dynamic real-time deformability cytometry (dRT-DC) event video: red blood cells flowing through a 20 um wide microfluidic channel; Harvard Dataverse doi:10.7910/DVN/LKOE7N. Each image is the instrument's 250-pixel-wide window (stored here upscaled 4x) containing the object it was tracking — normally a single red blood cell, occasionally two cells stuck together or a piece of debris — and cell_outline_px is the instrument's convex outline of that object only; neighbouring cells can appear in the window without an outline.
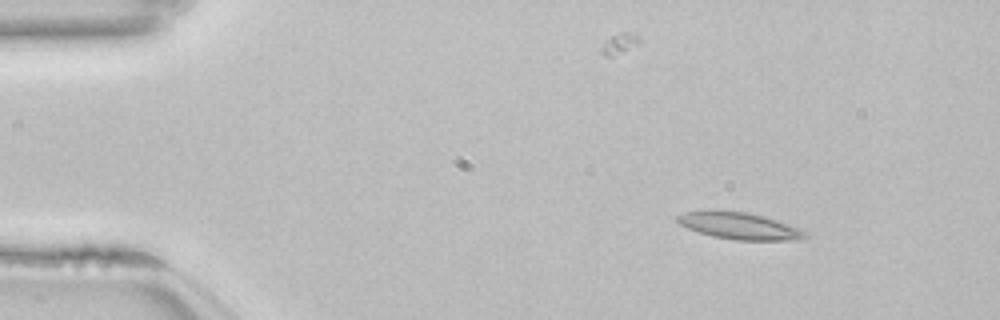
{"species": "common noctule bat (a hibernating species)", "species_latin": "Nyctalus noctula", "temperature_condition": "room temperature", "stored_images_in_passage": 52, "camera_frame_rate_fps": 3000, "um_per_image_px": 0.085, "animal": {"sex": "female", "body_mass_g": 22.7, "forearm_length_mm": 54.2}, "frame": {"image": 1, "passage_image": 6, "time_ms": 1.667, "image_size_px": [1000, 320], "cell_outline_px": [[808, 236], [800, 240], [736, 240], [712, 236], [688, 228], [680, 224], [676, 220], [676, 216], [684, 212], [708, 208], [748, 212], [764, 216], [800, 228], [808, 232]], "centroid_in_image_um": [62.82, 19.17], "position_along_channel_um": 22.2, "area_um2": 20.46}}
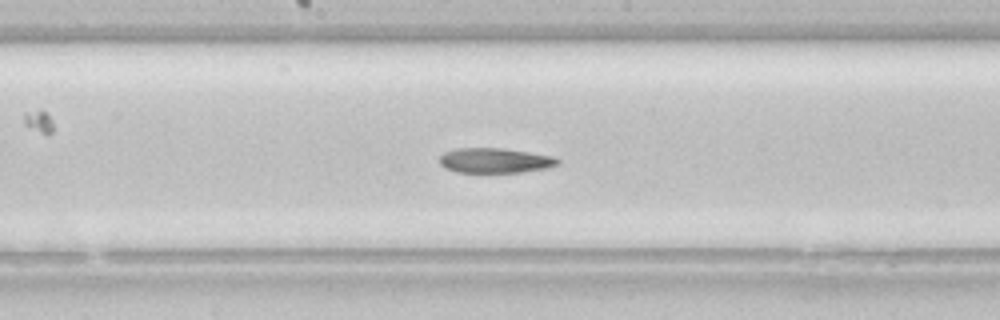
{"frame": {"image": 2, "passage_image": 27, "time_ms": 8.667, "image_size_px": [1000, 320], "cell_outline_px": [[560, 164], [548, 168], [520, 172], [456, 172], [444, 168], [440, 164], [440, 156], [444, 152], [456, 148], [504, 148], [552, 156], [560, 160]], "centroid_in_image_um": [42.06, 13.64], "position_along_channel_um": 206.1, "area_um2": 17.22}}
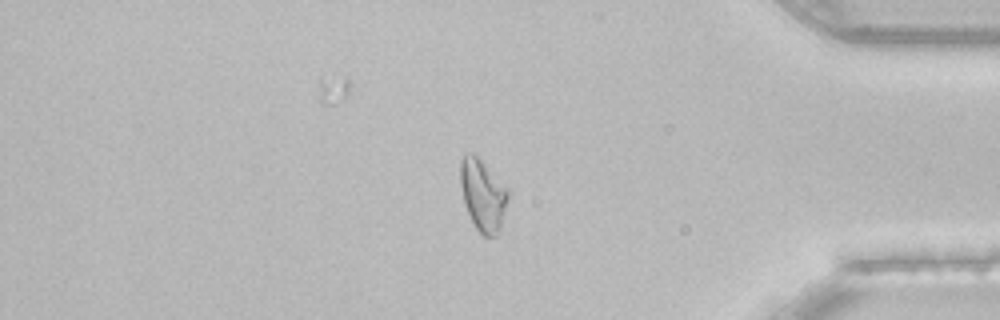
{"frame": {"image": 3, "passage_image": 44, "time_ms": 14.333, "image_size_px": [1000, 320], "cell_outline_px": [[512, 192], [500, 228], [496, 236], [484, 236], [476, 228], [464, 204], [460, 184], [460, 160], [464, 152], [472, 152]], "centroid_in_image_um": [41.06, 16.56], "position_along_channel_um": 394.1, "area_um2": 20.11}, "authors_computed_cell_mechanics": {"area_um2": 19.2474, "velocity_mm_per_s": 3.8342, "shape_relaxation_time_tau1_ms": null, "shape_relaxation_time_tau2_ms": 7.8162, "deformation_change_tau1": null, "deformation_change_tau2": 0.167}}